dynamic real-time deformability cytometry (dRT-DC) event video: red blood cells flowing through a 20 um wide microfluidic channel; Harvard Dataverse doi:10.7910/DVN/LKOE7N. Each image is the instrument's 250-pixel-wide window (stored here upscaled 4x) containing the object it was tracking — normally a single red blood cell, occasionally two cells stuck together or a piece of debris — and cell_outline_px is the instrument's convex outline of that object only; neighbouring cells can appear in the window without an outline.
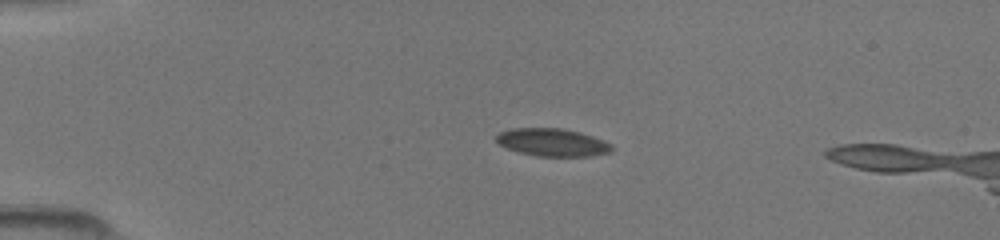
{"species": "common noctule bat (a hibernating species)", "species_latin": "Nyctalus noctula", "temperature_condition": "room temperature", "stored_images_in_passage": 8, "camera_frame_rate_fps": 3000, "um_per_image_px": 0.085, "animal": {"sex": "female", "body_mass_g": 19.5, "forearm_length_mm": 54.1}, "frame": {"image": 1, "passage_image": 4, "time_ms": 1.0, "image_size_px": [1000, 240], "cell_outline_px": [[612, 148], [608, 152], [588, 156], [540, 156], [520, 152], [508, 148], [500, 144], [496, 140], [496, 136], [500, 132], [512, 128], [560, 128], [580, 132], [604, 140], [612, 144]], "centroid_in_image_um": [46.96, 12.09], "position_along_channel_um": 38.0, "area_um2": 18.38}}
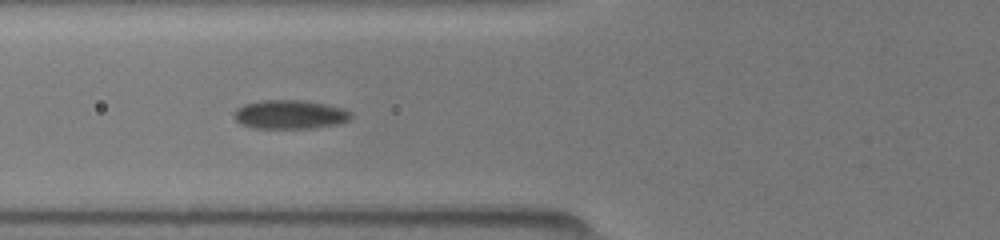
{"frame": {"image": 2, "passage_image": 7, "time_ms": 2.0, "image_size_px": [1000, 240], "cell_outline_px": [[352, 116], [348, 120], [340, 124], [312, 128], [252, 128], [240, 124], [236, 120], [232, 112], [236, 108], [244, 104], [260, 100], [304, 100], [344, 108], [352, 112]], "centroid_in_image_um": [24.63, 9.73], "position_along_channel_um": 101.2, "area_um2": 19.94}}